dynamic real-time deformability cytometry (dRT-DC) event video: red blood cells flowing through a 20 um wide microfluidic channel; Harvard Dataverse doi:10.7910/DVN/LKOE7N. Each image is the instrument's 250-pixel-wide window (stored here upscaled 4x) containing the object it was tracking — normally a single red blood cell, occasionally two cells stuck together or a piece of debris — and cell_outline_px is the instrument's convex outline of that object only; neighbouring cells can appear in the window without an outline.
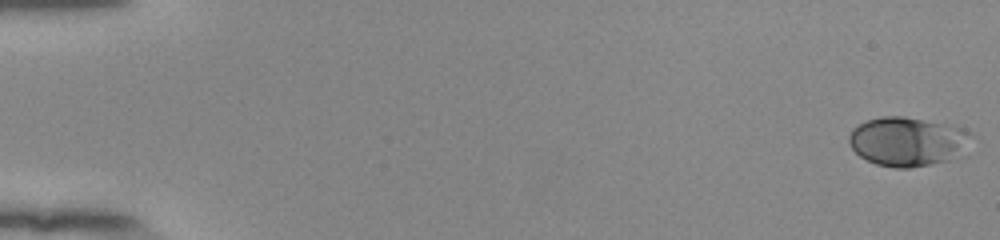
{"species": "human", "species_latin": "Homo sapiens", "temperature_condition": "room temperature", "stored_images_in_passage": 54, "camera_frame_rate_fps": 3000, "um_per_image_px": 0.085, "donor": {"sex": "female"}, "frame": {"image": 1, "passage_image": 1, "time_ms": 0.0, "image_size_px": [1000, 240], "cell_outline_px": [[972, 132], [968, 156], [912, 168], [896, 168], [876, 164], [860, 156], [848, 144], [848, 136], [852, 128], [868, 120], [884, 116], [904, 116], [964, 128]], "centroid_in_image_um": [77.22, 12.05], "position_along_channel_um": 7.8, "area_um2": 35.66}}
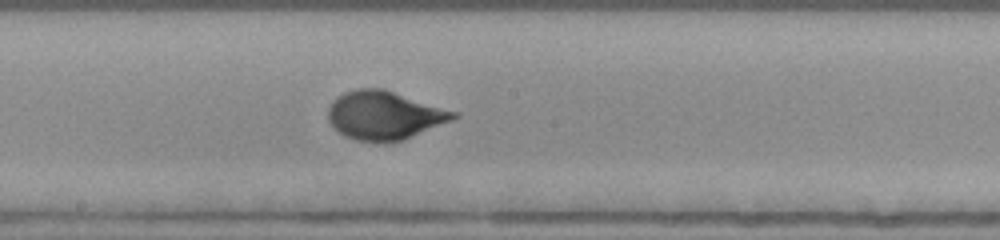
{"frame": {"image": 2, "passage_image": 31, "time_ms": 10.0, "image_size_px": [1000, 240], "cell_outline_px": [[460, 116], [452, 120], [404, 140], [356, 140], [344, 136], [332, 128], [328, 120], [328, 108], [332, 100], [344, 92], [356, 88], [384, 88], [460, 112]], "centroid_in_image_um": [32.68, 9.77], "position_along_channel_um": 215.5, "area_um2": 35.6}}
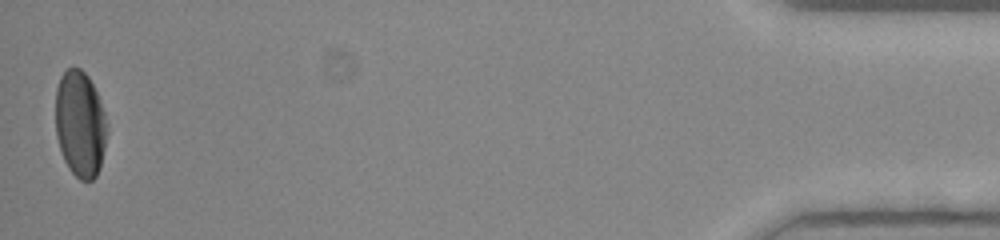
{"frame": {"image": 3, "passage_image": 54, "time_ms": 17.667, "image_size_px": [1000, 240], "cell_outline_px": [[104, 148], [100, 168], [96, 176], [92, 180], [80, 180], [68, 168], [64, 160], [56, 136], [56, 88], [60, 76], [68, 68], [80, 68], [88, 76], [96, 92], [104, 112]], "centroid_in_image_um": [6.77, 10.54], "position_along_channel_um": 428.4, "area_um2": 31.33}, "authors_computed_cell_mechanics": {"area_um2": 33.0905, "velocity_mm_per_s": 3.8726, "shape_relaxation_time_tau1_ms": 3.4494, "shape_relaxation_time_tau2_ms": null, "deformation_change_tau1": 0.1594, "deformation_change_tau2": null}}